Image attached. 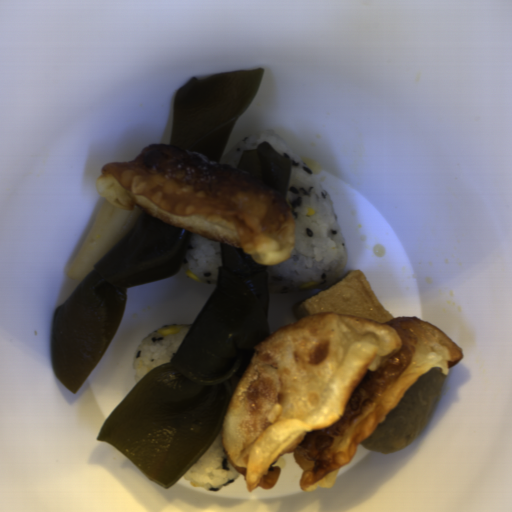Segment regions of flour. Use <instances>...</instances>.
I'll return each instance as SVG.
<instances>
[{
	"mask_svg": "<svg viewBox=\"0 0 512 512\" xmlns=\"http://www.w3.org/2000/svg\"><path fill=\"white\" fill-rule=\"evenodd\" d=\"M230 398L222 447L247 490L276 485L284 454L303 470L300 488L332 487L359 444L385 421L419 375L448 376L463 351L412 316L380 323L318 312L259 345Z\"/></svg>",
	"mask_w": 512,
	"mask_h": 512,
	"instance_id": "c2a2500e",
	"label": "flour"
},
{
	"mask_svg": "<svg viewBox=\"0 0 512 512\" xmlns=\"http://www.w3.org/2000/svg\"><path fill=\"white\" fill-rule=\"evenodd\" d=\"M95 189L109 204L240 247L258 265L294 249L289 202L243 169L181 147L144 146L134 161L103 165Z\"/></svg>",
	"mask_w": 512,
	"mask_h": 512,
	"instance_id": "a7fe0414",
	"label": "flour"
}]
</instances>
